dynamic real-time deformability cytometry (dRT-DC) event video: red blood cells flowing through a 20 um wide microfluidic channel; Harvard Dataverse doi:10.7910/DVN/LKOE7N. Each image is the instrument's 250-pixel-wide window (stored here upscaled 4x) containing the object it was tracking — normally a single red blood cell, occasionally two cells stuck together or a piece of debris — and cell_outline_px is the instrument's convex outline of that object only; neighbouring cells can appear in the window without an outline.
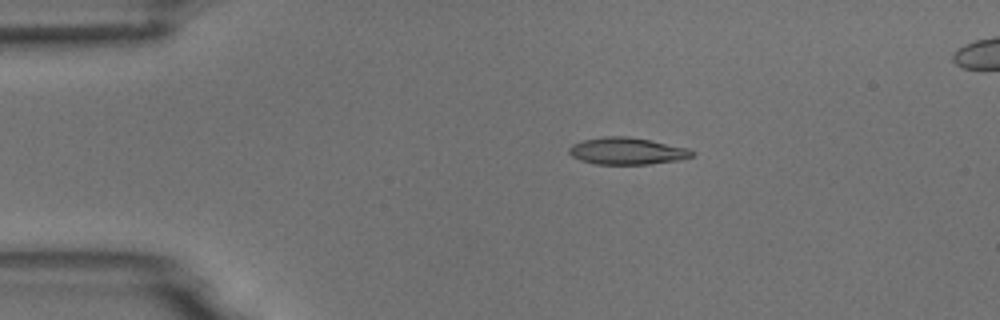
{"species": "common noctule bat (a hibernating species)", "species_latin": "Nyctalus noctula", "temperature_condition": "room temperature", "stored_images_in_passage": 5, "camera_frame_rate_fps": 3000, "um_per_image_px": 0.085, "animal": {"sex": "male", "body_mass_g": 18.8}, "frame": {"image": 1, "passage_image": 3, "time_ms": 2.333, "image_size_px": [1000, 320], "cell_outline_px": [[696, 152], [692, 156], [680, 160], [648, 164], [596, 164], [580, 160], [572, 156], [568, 152], [568, 148], [572, 144], [584, 140], [604, 136], [628, 136], [688, 148]], "centroid_in_image_um": [53.28, 12.84], "position_along_channel_um": 31.7, "area_um2": 19.25}}